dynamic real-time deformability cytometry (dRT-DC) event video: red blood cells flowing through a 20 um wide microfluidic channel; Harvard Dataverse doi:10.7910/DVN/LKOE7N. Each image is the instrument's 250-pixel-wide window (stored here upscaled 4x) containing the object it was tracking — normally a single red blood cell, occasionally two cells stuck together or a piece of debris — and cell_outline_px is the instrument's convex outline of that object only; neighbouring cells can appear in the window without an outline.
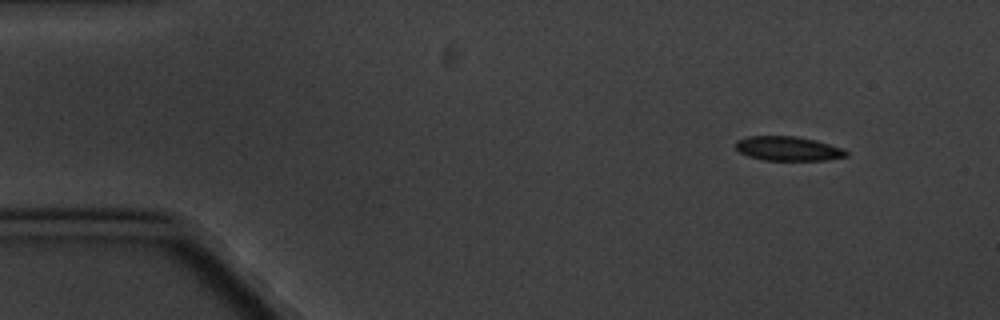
{"species": "common noctule bat (a hibernating species)", "species_latin": "Nyctalus noctula", "temperature_condition": "cold", "stored_images_in_passage": 4, "camera_frame_rate_fps": 3000, "um_per_image_px": 0.085, "animal": {"sex": "male", "body_mass_g": 20.1, "forearm_length_mm": 53.5}, "frame": {"image": 1, "passage_image": 1, "time_ms": 0.0, "image_size_px": [1000, 320], "cell_outline_px": [[848, 156], [828, 160], [764, 160], [748, 156], [740, 152], [736, 148], [736, 140], [748, 136], [796, 136], [816, 140], [840, 148], [848, 152]], "centroid_in_image_um": [66.97, 12.63], "position_along_channel_um": 18.0, "area_um2": 15.61}}